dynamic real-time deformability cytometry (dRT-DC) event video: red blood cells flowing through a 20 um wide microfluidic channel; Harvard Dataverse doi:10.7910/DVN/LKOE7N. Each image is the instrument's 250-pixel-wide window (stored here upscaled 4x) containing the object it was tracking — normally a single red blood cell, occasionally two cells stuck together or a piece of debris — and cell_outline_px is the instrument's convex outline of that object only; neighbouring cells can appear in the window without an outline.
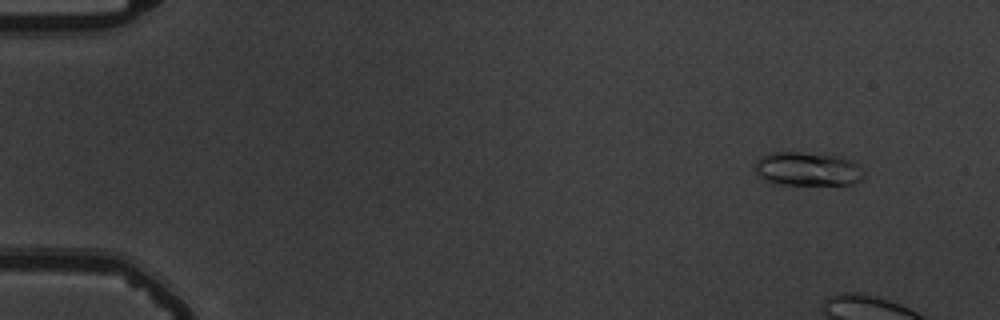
{"species": "common noctule bat (a hibernating species)", "species_latin": "Nyctalus noctula", "temperature_condition": "warm", "stored_images_in_passage": 12, "camera_frame_rate_fps": 3000, "um_per_image_px": 0.085, "animal": {"sex": "male", "body_mass_g": 19.5, "forearm_length_mm": 54.6}, "frame": {"image": 1, "passage_image": 6, "time_ms": 1.667, "image_size_px": [1000, 320], "cell_outline_px": [[864, 176], [860, 180], [852, 184], [772, 184], [764, 180], [756, 172], [756, 160], [760, 156], [768, 152], [800, 152], [840, 156], [852, 160], [864, 172]], "centroid_in_image_um": [68.61, 14.35], "position_along_channel_um": 16.4, "area_um2": 21.5}}